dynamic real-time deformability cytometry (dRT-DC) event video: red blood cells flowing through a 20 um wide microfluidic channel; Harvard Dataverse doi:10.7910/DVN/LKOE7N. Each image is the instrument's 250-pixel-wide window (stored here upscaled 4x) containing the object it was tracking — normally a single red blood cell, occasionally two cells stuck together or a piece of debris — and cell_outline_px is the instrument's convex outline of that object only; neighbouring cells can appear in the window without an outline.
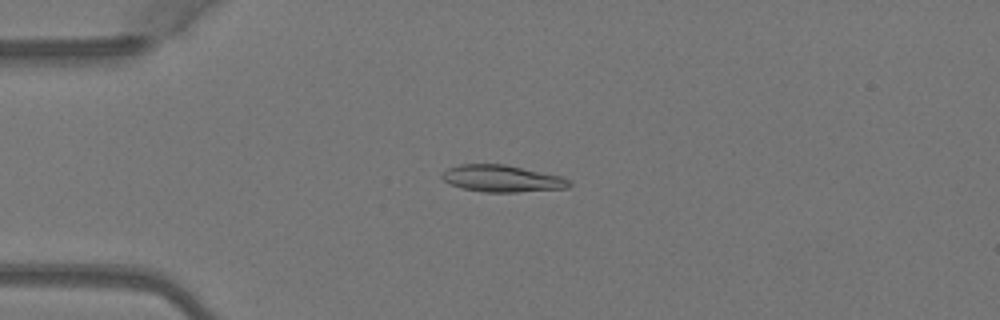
{"species": "Egyptian fruit bat (a non-hibernating species)", "species_latin": "Rousettus aegyptiacus", "temperature_condition": "warm", "stored_images_in_passage": 6, "camera_frame_rate_fps": 3000, "um_per_image_px": 0.085, "animal": {"sex": "female"}, "frame": {"image": 1, "passage_image": 3, "time_ms": 0.667, "image_size_px": [1000, 320], "cell_outline_px": [[572, 184], [568, 188], [516, 192], [484, 192], [464, 188], [452, 184], [444, 180], [440, 176], [448, 168], [460, 164], [504, 164], [560, 176], [568, 180]], "centroid_in_image_um": [42.67, 15.18], "position_along_channel_um": 42.3, "area_um2": 19.59}}
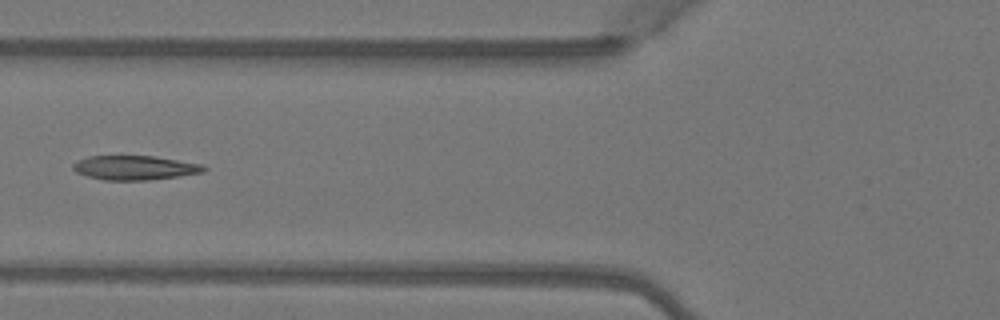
{"frame": {"image": 2, "passage_image": 5, "time_ms": 1.333, "image_size_px": [1000, 320], "cell_outline_px": [[208, 168], [204, 172], [180, 176], [148, 180], [104, 180], [88, 176], [76, 172], [72, 168], [72, 164], [76, 160], [88, 156], [156, 156], [204, 164]], "centroid_in_image_um": [11.48, 14.25], "position_along_channel_um": 114.3, "area_um2": 18.73}}
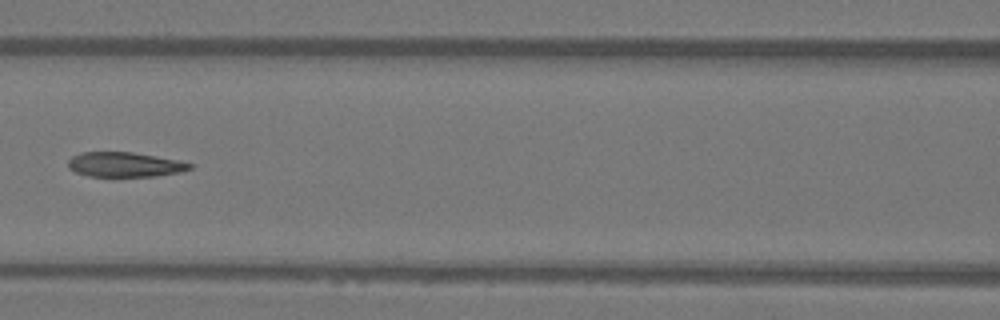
{"frame": {"image": 3, "passage_image": 6, "time_ms": 1.667, "image_size_px": [1000, 320], "cell_outline_px": [[192, 168], [180, 172], [156, 176], [88, 176], [76, 172], [68, 168], [68, 160], [72, 156], [80, 152], [132, 152], [180, 160], [192, 164]], "centroid_in_image_um": [10.59, 13.98], "position_along_channel_um": 156.0, "area_um2": 17.57}}